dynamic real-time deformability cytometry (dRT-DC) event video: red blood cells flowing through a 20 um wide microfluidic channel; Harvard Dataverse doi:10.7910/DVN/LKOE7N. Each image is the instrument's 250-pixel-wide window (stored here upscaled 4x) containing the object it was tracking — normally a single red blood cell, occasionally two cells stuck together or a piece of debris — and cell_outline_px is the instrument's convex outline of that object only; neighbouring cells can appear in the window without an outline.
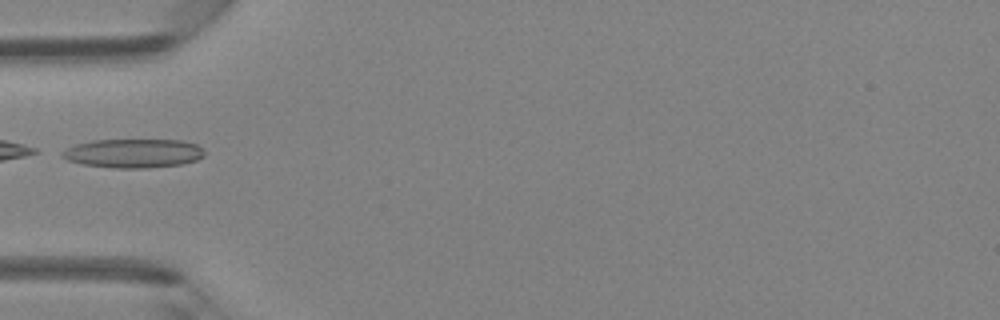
{"species": "Egyptian fruit bat (a non-hibernating species)", "species_latin": "Rousettus aegyptiacus", "temperature_condition": "room temperature", "stored_images_in_passage": 29, "camera_frame_rate_fps": 3000, "um_per_image_px": 0.085, "animal": {"sex": "female"}, "frame": {"image": 1, "passage_image": 1, "time_ms": 0.0, "image_size_px": [1000, 320], "cell_outline_px": [[204, 156], [196, 160], [184, 164], [148, 168], [112, 168], [84, 164], [68, 160], [60, 156], [60, 152], [76, 144], [92, 140], [180, 140], [196, 144], [204, 152]], "centroid_in_image_um": [11.33, 13.03], "position_along_channel_um": 73.7, "area_um2": 23.99}}
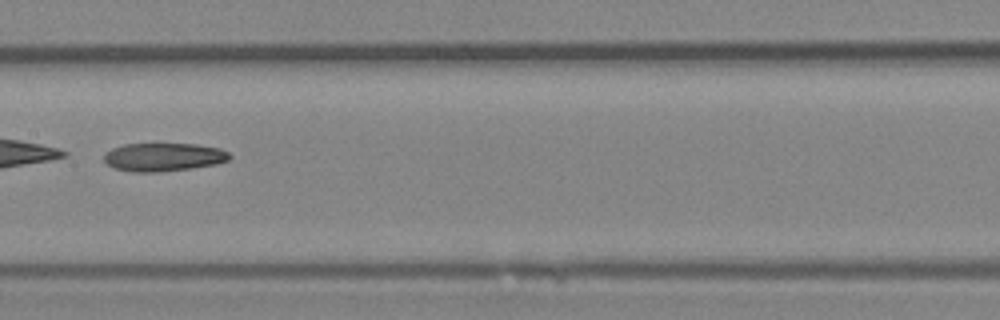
{"frame": {"image": 2, "passage_image": 9, "time_ms": 2.667, "image_size_px": [1000, 320], "cell_outline_px": [[232, 156], [228, 160], [216, 164], [192, 168], [160, 172], [132, 172], [112, 168], [104, 160], [104, 156], [112, 148], [124, 144], [196, 144], [220, 148], [228, 152]], "centroid_in_image_um": [13.91, 13.35], "position_along_channel_um": 193.5, "area_um2": 20.75}}
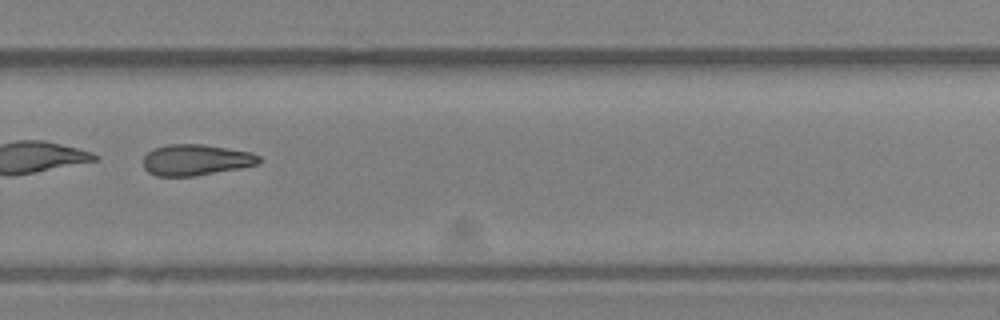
{"frame": {"image": 3, "passage_image": 17, "time_ms": 5.333, "image_size_px": [1000, 320], "cell_outline_px": [[264, 160], [260, 164], [240, 168], [192, 176], [156, 176], [148, 172], [144, 168], [144, 156], [148, 152], [156, 148], [168, 144], [200, 144], [252, 152], [260, 156]], "centroid_in_image_um": [16.69, 13.59], "position_along_channel_um": 313.1, "area_um2": 20.92}}